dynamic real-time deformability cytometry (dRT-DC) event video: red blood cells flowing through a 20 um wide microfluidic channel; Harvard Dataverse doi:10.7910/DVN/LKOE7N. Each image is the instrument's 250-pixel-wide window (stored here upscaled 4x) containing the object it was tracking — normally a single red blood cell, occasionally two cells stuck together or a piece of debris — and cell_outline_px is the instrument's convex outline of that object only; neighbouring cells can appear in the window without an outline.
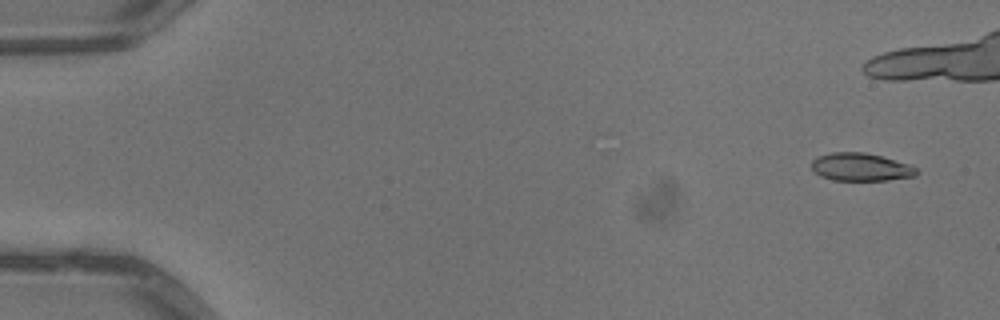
{"species": "common noctule bat (a hibernating species)", "species_latin": "Nyctalus noctula", "temperature_condition": "warm", "stored_images_in_passage": 8, "camera_frame_rate_fps": 3000, "um_per_image_px": 0.085, "animal": {"sex": "male", "body_mass_g": 13.3}, "frame": {"image": 1, "passage_image": 1, "time_ms": 0.0, "image_size_px": [1000, 320], "cell_outline_px": [[920, 172], [916, 176], [888, 180], [832, 180], [820, 176], [812, 168], [812, 160], [816, 156], [832, 152], [864, 152], [912, 164]], "centroid_in_image_um": [73.19, 14.2], "position_along_channel_um": 11.8, "area_um2": 17.22}}
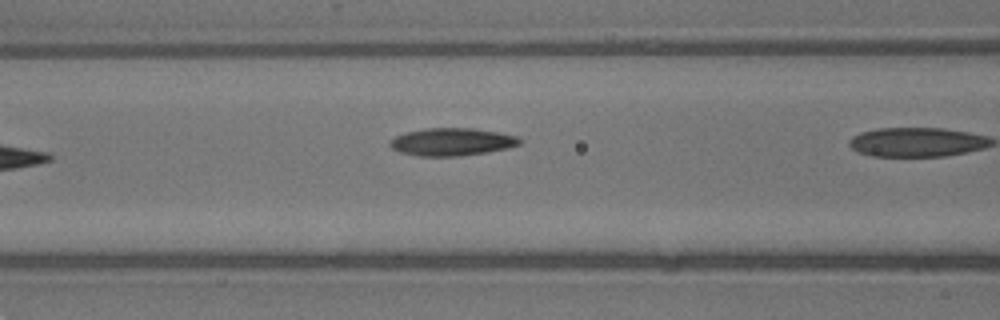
{"frame": {"image": 2, "passage_image": 7, "time_ms": 2.0, "image_size_px": [1000, 320], "cell_outline_px": [[524, 140], [520, 144], [508, 148], [488, 152], [460, 156], [416, 156], [400, 152], [392, 148], [388, 144], [388, 140], [404, 132], [424, 128], [472, 128], [496, 132], [516, 136]], "centroid_in_image_um": [38.38, 12.06], "position_along_channel_um": 128.2, "area_um2": 21.1}}